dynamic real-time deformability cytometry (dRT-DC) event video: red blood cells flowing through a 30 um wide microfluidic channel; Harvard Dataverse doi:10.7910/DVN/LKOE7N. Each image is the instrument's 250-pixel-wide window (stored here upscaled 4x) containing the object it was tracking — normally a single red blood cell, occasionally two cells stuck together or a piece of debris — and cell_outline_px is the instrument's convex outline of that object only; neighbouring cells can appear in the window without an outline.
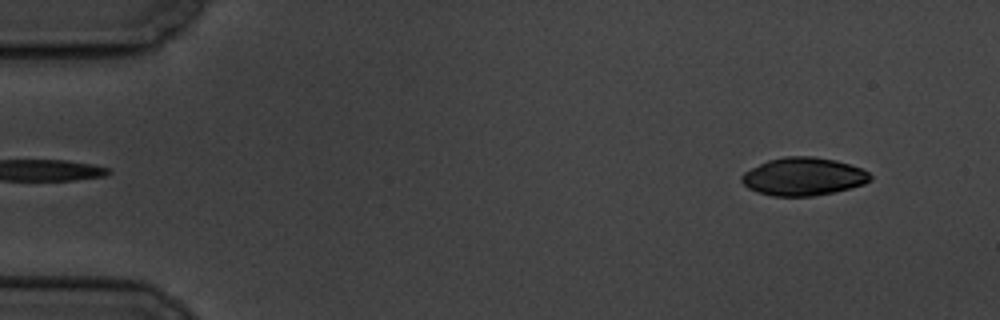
{"species": "common noctule bat (a hibernating species)", "species_latin": "Nyctalus noctula", "temperature_condition": "cold", "stored_images_in_passage": 7, "segment_of_instrument_passage": [2, 2], "camera_frame_rate_fps": 3000, "um_per_image_px": 0.085, "animal": {"sex": "male", "body_mass_g": 19.5, "forearm_length_mm": 54.6}, "frame": {"image": 1, "passage_image": 7, "time_ms": 6.667, "image_size_px": [1000, 320], "cell_outline_px": [[872, 180], [864, 184], [832, 192], [812, 196], [772, 196], [756, 192], [748, 188], [740, 180], [740, 176], [744, 172], [768, 160], [784, 156], [812, 156], [836, 160], [860, 168], [868, 172], [872, 176]], "centroid_in_image_um": [68.26, 15.0], "position_along_channel_um": 16.7, "area_um2": 28.38}}